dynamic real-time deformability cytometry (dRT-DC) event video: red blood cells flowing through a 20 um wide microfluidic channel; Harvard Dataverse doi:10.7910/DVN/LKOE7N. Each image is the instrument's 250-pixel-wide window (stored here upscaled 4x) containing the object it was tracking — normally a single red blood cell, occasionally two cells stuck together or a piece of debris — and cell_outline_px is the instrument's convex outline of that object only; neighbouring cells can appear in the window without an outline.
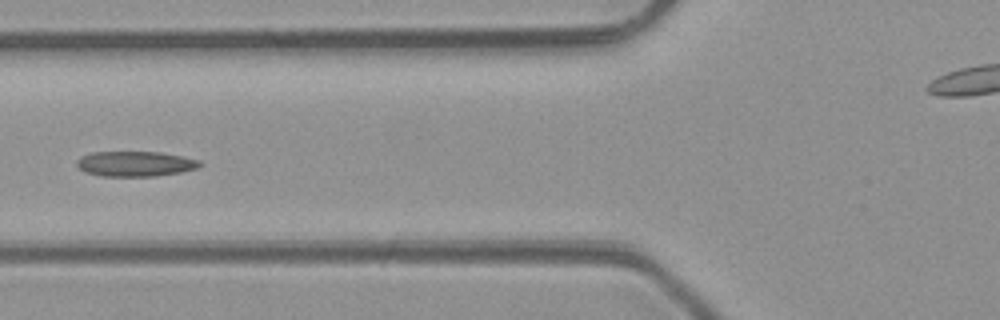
{"species": "common noctule bat (a hibernating species)", "species_latin": "Nyctalus noctula", "temperature_condition": "room temperature", "stored_images_in_passage": 5, "camera_frame_rate_fps": 3000, "um_per_image_px": 0.085, "animal": {"sex": "male", "body_mass_g": 23.1, "forearm_length_mm": 52.7}, "frame": {"image": 1, "passage_image": 4, "time_ms": 3.333, "image_size_px": [1000, 320], "cell_outline_px": [[204, 164], [196, 168], [180, 172], [156, 176], [100, 176], [84, 172], [76, 164], [76, 160], [80, 156], [92, 152], [160, 152], [200, 160]], "centroid_in_image_um": [11.47, 13.92], "position_along_channel_um": 114.3, "area_um2": 18.09}}
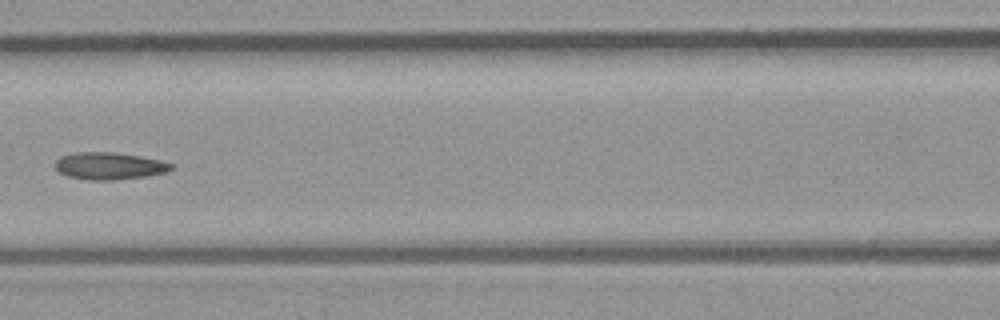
{"frame": {"image": 2, "passage_image": 5, "time_ms": 4.333, "image_size_px": [1000, 320], "cell_outline_px": [[176, 168], [168, 172], [148, 176], [112, 180], [88, 180], [68, 176], [60, 172], [56, 168], [56, 160], [60, 156], [76, 152], [112, 152], [140, 156], [160, 160], [176, 164]], "centroid_in_image_um": [9.36, 14.1], "position_along_channel_um": 157.2, "area_um2": 18.55}}